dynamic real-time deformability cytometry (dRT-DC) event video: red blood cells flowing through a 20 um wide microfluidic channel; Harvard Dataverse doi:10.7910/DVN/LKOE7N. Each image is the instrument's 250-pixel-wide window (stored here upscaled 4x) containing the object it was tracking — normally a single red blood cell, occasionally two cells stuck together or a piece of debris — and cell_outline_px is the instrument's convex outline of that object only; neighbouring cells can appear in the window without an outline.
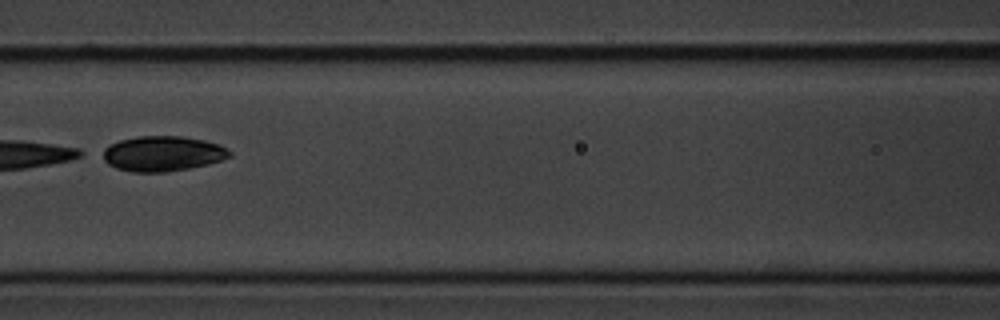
{"species": "common noctule bat (a hibernating species)", "species_latin": "Nyctalus noctula", "temperature_condition": "cold", "stored_images_in_passage": 9, "camera_frame_rate_fps": 3000, "um_per_image_px": 0.085, "animal": {"sex": "male", "body_mass_g": 20.1, "forearm_length_mm": 53.5}, "frame": {"image": 1, "passage_image": 8, "time_ms": 8.0, "image_size_px": [1000, 320], "cell_outline_px": [[232, 156], [208, 164], [168, 172], [132, 172], [116, 168], [108, 164], [96, 152], [108, 144], [120, 140], [140, 136], [180, 136], [204, 140], [220, 144], [232, 152]], "centroid_in_image_um": [13.75, 13.05], "position_along_channel_um": 152.8, "area_um2": 26.41}}
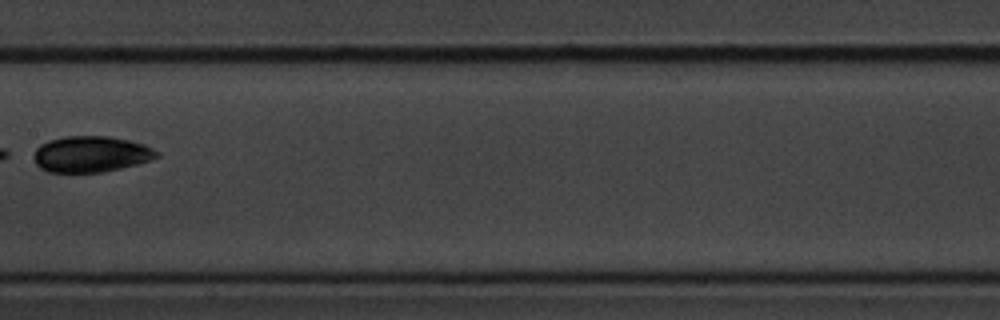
{"frame": {"image": 2, "passage_image": 9, "time_ms": 9.333, "image_size_px": [1000, 320], "cell_outline_px": [[160, 156], [136, 164], [120, 168], [100, 172], [48, 172], [40, 168], [36, 164], [32, 156], [36, 148], [40, 144], [48, 140], [64, 136], [108, 136], [128, 140], [144, 144], [160, 152]], "centroid_in_image_um": [7.69, 13.09], "position_along_channel_um": 199.7, "area_um2": 25.89}}